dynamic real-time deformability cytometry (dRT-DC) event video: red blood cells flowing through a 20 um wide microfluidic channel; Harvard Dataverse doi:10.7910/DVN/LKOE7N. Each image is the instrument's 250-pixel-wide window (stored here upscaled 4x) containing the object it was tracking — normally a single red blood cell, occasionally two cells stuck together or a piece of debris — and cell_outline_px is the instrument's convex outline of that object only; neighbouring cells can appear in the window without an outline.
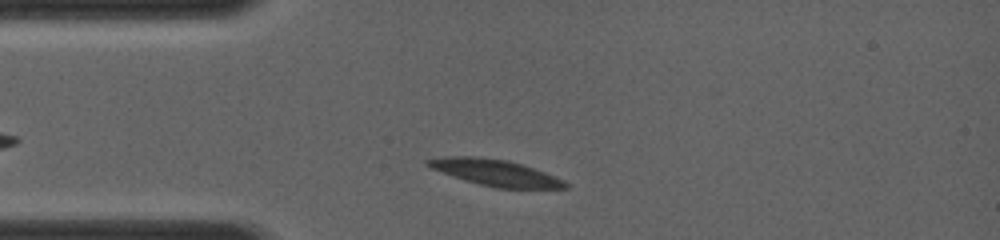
{"species": "common noctule bat (a hibernating species)", "species_latin": "Nyctalus noctula", "temperature_condition": "room temperature", "stored_images_in_passage": 48, "camera_frame_rate_fps": 4000, "um_per_image_px": 0.085, "animal": {"sex": "female", "body_mass_g": 19.0, "forearm_length_mm": 56.7}, "frame": {"image": 1, "passage_image": 5, "time_ms": 1.0, "image_size_px": [1000, 240], "cell_outline_px": [[568, 188], [496, 188], [464, 180], [452, 176], [432, 168], [424, 164], [424, 160], [444, 156], [480, 156], [508, 160], [544, 172], [564, 180], [568, 184]], "centroid_in_image_um": [42.06, 14.66], "position_along_channel_um": 42.9, "area_um2": 20.98}}
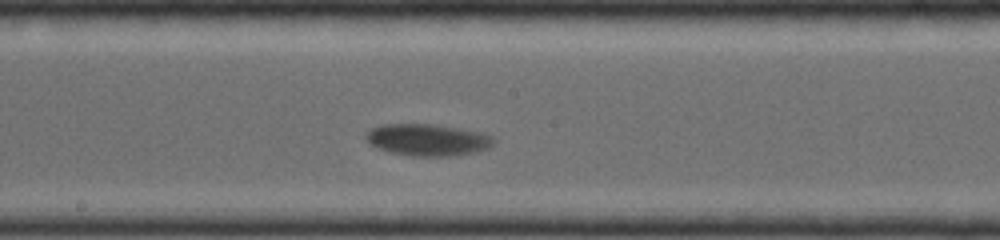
{"frame": {"image": 2, "passage_image": 25, "time_ms": 5.25, "image_size_px": [1000, 240], "cell_outline_px": [[496, 140], [488, 148], [472, 152], [452, 156], [412, 156], [392, 152], [376, 148], [368, 144], [364, 136], [372, 128], [380, 124], [432, 124], [484, 132], [492, 136]], "centroid_in_image_um": [36.32, 11.88], "position_along_channel_um": 211.9, "area_um2": 23.76}}
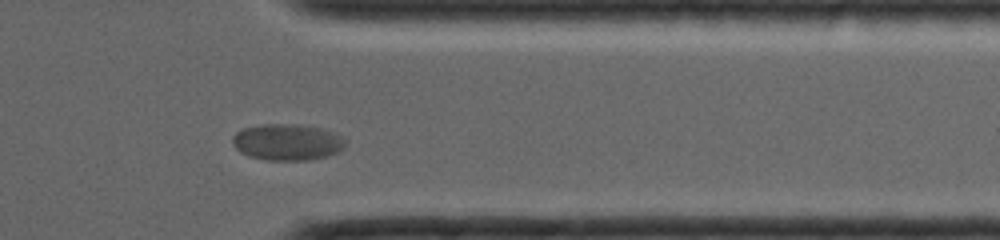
{"frame": {"image": 3, "passage_image": 41, "time_ms": 9.25, "image_size_px": [1000, 240], "cell_outline_px": [[348, 140], [344, 148], [328, 156], [308, 160], [264, 160], [248, 156], [240, 152], [232, 144], [232, 136], [236, 132], [244, 128], [264, 124], [296, 124], [336, 132]], "centroid_in_image_um": [24.42, 12.09], "position_along_channel_um": 387.0, "area_um2": 24.1}}